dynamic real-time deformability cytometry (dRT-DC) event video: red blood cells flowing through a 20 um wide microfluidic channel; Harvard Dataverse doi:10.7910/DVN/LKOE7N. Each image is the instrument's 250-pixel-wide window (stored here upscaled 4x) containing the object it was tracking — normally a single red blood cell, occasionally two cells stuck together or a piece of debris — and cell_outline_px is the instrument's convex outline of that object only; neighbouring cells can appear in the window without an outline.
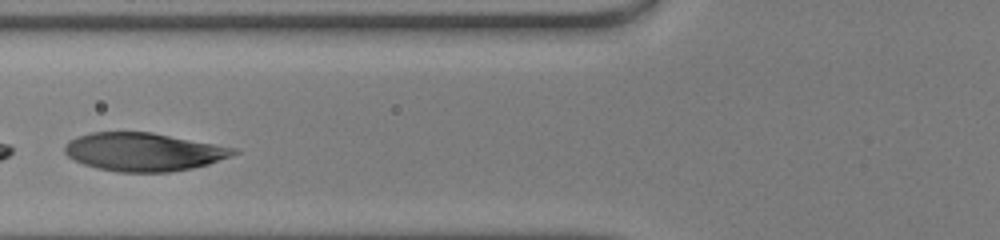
{"species": "human", "species_latin": "Homo sapiens", "temperature_condition": "warm", "stored_images_in_passage": 29, "camera_frame_rate_fps": 3000, "um_per_image_px": 0.085, "donor": {"sex": "male"}, "frame": {"image": 1, "passage_image": 9, "time_ms": 2.667, "image_size_px": [1000, 240], "cell_outline_px": [[240, 152], [208, 164], [192, 168], [172, 172], [120, 172], [96, 168], [84, 164], [68, 156], [64, 152], [64, 144], [68, 140], [76, 136], [92, 132], [152, 132], [240, 148]], "centroid_in_image_um": [12.22, 12.9], "position_along_channel_um": 113.6, "area_um2": 37.92}}
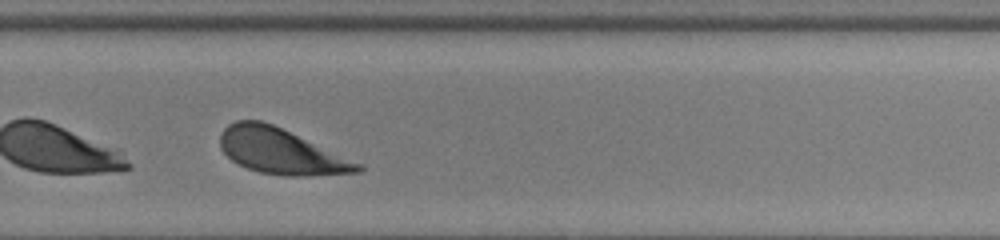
{"frame": {"image": 2, "passage_image": 23, "time_ms": 7.333, "image_size_px": [1000, 240], "cell_outline_px": [[364, 168], [360, 172], [308, 176], [284, 176], [260, 172], [248, 168], [232, 160], [220, 148], [220, 132], [228, 124], [236, 120], [260, 120], [272, 124], [364, 164]], "centroid_in_image_um": [23.89, 12.86], "position_along_channel_um": 305.9, "area_um2": 36.47}}
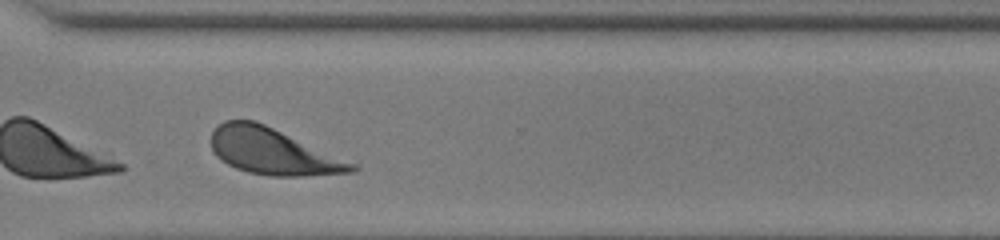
{"frame": {"image": 3, "passage_image": 26, "time_ms": 8.333, "image_size_px": [1000, 240], "cell_outline_px": [[360, 168], [356, 172], [304, 176], [268, 176], [248, 172], [236, 168], [220, 160], [212, 152], [212, 132], [224, 120], [256, 120], [360, 164]], "centroid_in_image_um": [23.27, 12.88], "position_along_channel_um": 347.3, "area_um2": 38.55}, "authors_computed_cell_mechanics": {"area_um2": 38.8416, "velocity_mm_per_s": 4.133, "shape_relaxation_time_tau1_ms": 1.5368, "shape_relaxation_time_tau2_ms": null, "deformation_change_tau1": 0.1346, "deformation_change_tau2": null}}